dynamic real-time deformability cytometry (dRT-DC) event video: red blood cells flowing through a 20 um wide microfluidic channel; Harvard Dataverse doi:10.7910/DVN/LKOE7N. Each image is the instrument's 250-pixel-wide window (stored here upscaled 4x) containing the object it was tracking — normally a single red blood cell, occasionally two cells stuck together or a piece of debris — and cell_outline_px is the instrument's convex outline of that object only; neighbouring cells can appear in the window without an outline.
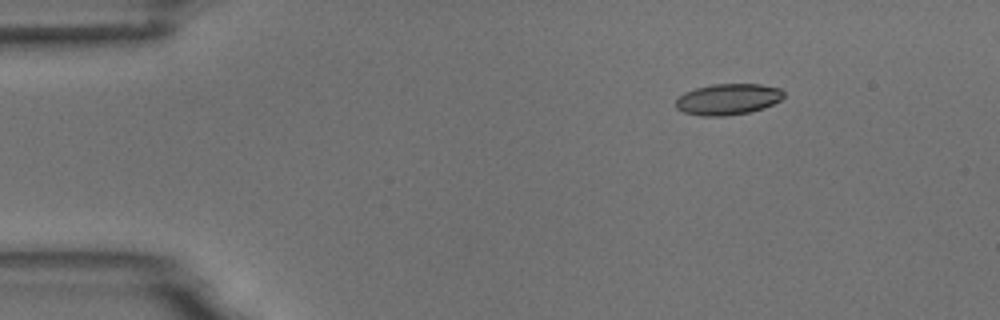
{"species": "common noctule bat (a hibernating species)", "species_latin": "Nyctalus noctula", "temperature_condition": "room temperature", "stored_images_in_passage": 4, "camera_frame_rate_fps": 3000, "um_per_image_px": 0.085, "animal": {"sex": "male", "body_mass_g": 18.8}, "frame": {"image": 1, "passage_image": 1, "time_ms": 0.0, "image_size_px": [1000, 320], "cell_outline_px": [[784, 96], [780, 100], [764, 108], [748, 112], [724, 116], [700, 116], [684, 112], [676, 108], [676, 100], [684, 92], [696, 88], [712, 84], [760, 84], [780, 88], [784, 92]], "centroid_in_image_um": [61.87, 8.43], "position_along_channel_um": 23.1, "area_um2": 19.54}}